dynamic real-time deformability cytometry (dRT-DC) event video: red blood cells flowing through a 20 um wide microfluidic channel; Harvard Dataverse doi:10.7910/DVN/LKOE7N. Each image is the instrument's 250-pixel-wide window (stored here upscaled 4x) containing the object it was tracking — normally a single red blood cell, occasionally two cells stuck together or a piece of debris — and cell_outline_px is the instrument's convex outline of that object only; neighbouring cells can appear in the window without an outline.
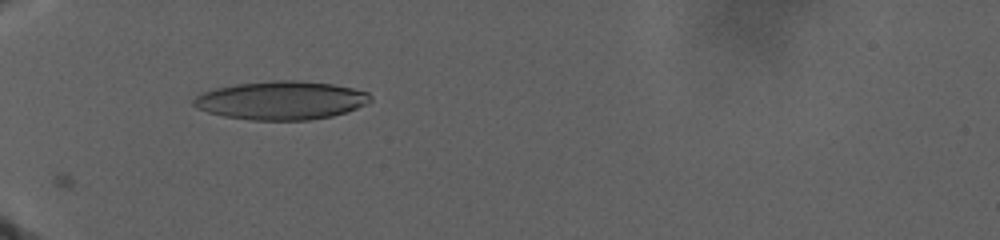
{"species": "human", "species_latin": "Homo sapiens", "temperature_condition": "warm", "stored_images_in_passage": 31, "camera_frame_rate_fps": 3000, "um_per_image_px": 0.085, "donor": {"sex": "male"}, "frame": {"image": 1, "passage_image": 1, "time_ms": 0.0, "image_size_px": [1000, 240], "cell_outline_px": [[372, 100], [368, 104], [332, 116], [308, 120], [252, 120], [224, 116], [208, 112], [196, 108], [192, 104], [192, 100], [196, 96], [204, 92], [216, 88], [236, 84], [272, 80], [300, 80], [332, 84], [352, 88], [368, 92], [372, 96]], "centroid_in_image_um": [23.9, 8.53], "position_along_channel_um": 61.1, "area_um2": 39.71}}
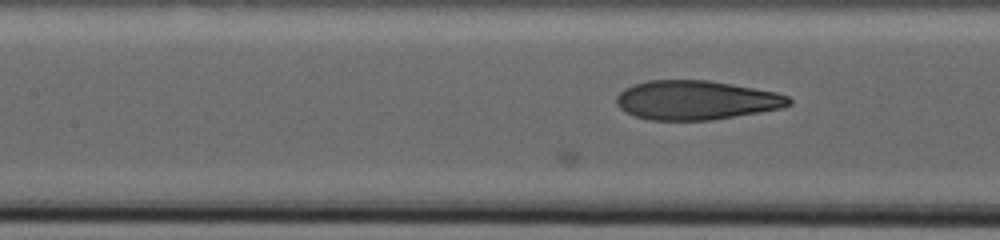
{"frame": {"image": 2, "passage_image": 21, "time_ms": 5.0, "image_size_px": [1000, 240], "cell_outline_px": [[792, 104], [780, 108], [760, 112], [712, 120], [648, 120], [624, 112], [616, 104], [616, 96], [624, 88], [632, 84], [648, 80], [708, 80], [732, 84], [776, 92], [788, 96], [792, 100]], "centroid_in_image_um": [59.14, 8.51], "position_along_channel_um": 148.3, "area_um2": 39.54}}
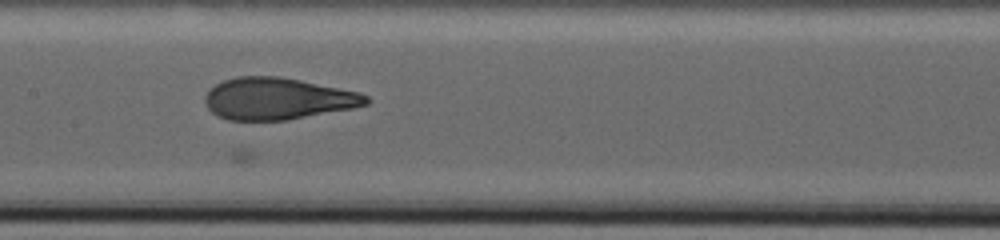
{"frame": {"image": 3, "passage_image": 30, "time_ms": 6.667, "image_size_px": [1000, 240], "cell_outline_px": [[372, 100], [368, 104], [352, 108], [288, 120], [228, 120], [212, 112], [208, 108], [204, 100], [204, 96], [208, 88], [224, 80], [236, 76], [280, 76], [360, 92], [368, 96]], "centroid_in_image_um": [23.6, 8.38], "position_along_channel_um": 183.8, "area_um2": 39.42}}